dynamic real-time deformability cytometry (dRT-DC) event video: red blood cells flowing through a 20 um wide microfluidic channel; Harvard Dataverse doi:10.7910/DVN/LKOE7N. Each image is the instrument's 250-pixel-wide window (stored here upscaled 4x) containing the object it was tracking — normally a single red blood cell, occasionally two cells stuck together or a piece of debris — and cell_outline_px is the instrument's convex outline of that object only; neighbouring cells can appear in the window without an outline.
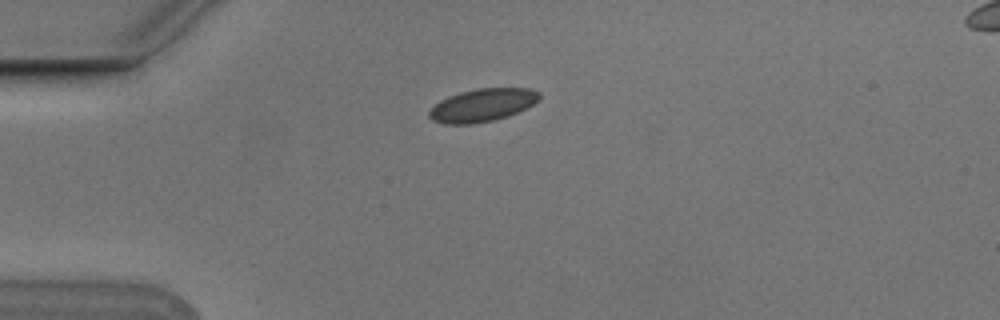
{"species": "Egyptian fruit bat (a non-hibernating species)", "species_latin": "Rousettus aegyptiacus", "temperature_condition": "cold", "stored_images_in_passage": 6, "camera_frame_rate_fps": 3000, "um_per_image_px": 0.085, "animal": {"sex": "male"}, "frame": {"image": 1, "passage_image": 1, "time_ms": 0.0, "image_size_px": [1000, 320], "cell_outline_px": [[540, 100], [508, 116], [492, 120], [472, 124], [444, 124], [432, 120], [428, 116], [428, 112], [440, 100], [448, 96], [460, 92], [476, 88], [532, 88], [540, 92]], "centroid_in_image_um": [41.0, 8.93], "position_along_channel_um": 44.0, "area_um2": 21.1}}
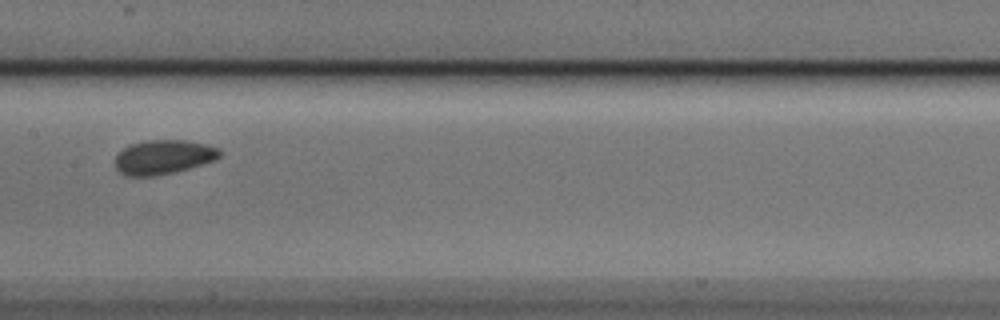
{"frame": {"image": 2, "passage_image": 5, "time_ms": 1.333, "image_size_px": [1000, 320], "cell_outline_px": [[220, 156], [216, 160], [176, 172], [156, 176], [124, 176], [116, 168], [116, 156], [124, 148], [132, 144], [144, 140], [184, 140], [208, 144], [220, 148]], "centroid_in_image_um": [13.92, 13.35], "position_along_channel_um": 193.5, "area_um2": 21.04}}
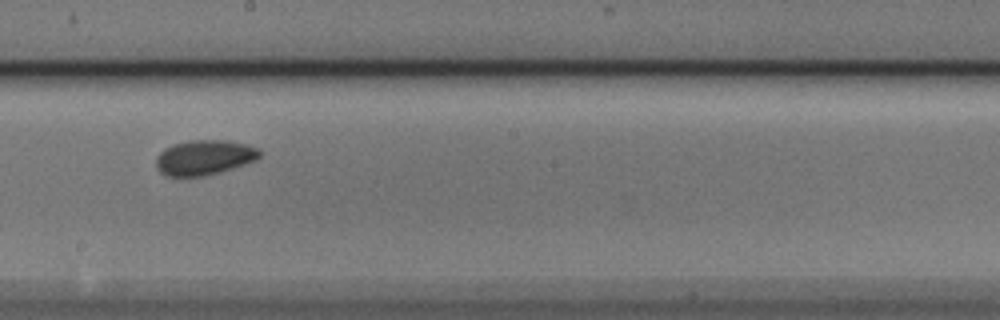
{"frame": {"image": 3, "passage_image": 6, "time_ms": 1.667, "image_size_px": [1000, 320], "cell_outline_px": [[264, 152], [256, 160], [220, 172], [204, 176], [168, 176], [160, 172], [156, 168], [156, 156], [164, 148], [172, 144], [188, 140], [228, 140], [248, 144], [260, 148]], "centroid_in_image_um": [17.39, 13.37], "position_along_channel_um": 230.8, "area_um2": 21.44}}